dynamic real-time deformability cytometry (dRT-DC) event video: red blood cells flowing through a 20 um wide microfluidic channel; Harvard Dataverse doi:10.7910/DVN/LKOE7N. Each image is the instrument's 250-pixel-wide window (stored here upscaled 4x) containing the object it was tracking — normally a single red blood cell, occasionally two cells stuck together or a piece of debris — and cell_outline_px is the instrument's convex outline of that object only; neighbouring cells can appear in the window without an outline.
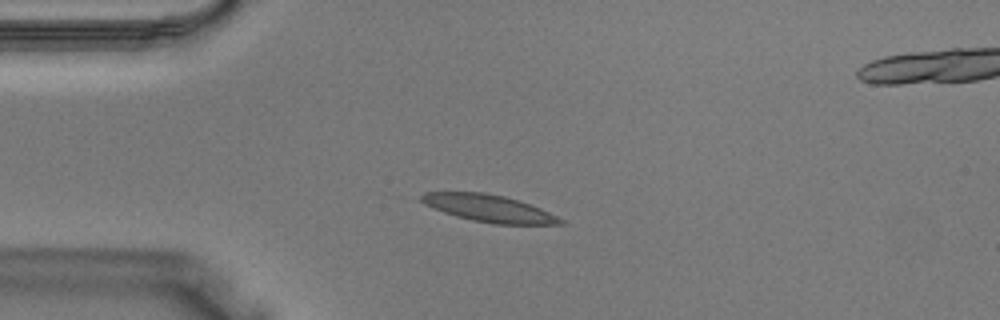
{"species": "Egyptian fruit bat (a non-hibernating species)", "species_latin": "Rousettus aegyptiacus", "temperature_condition": "warm", "stored_images_in_passage": 34, "camera_frame_rate_fps": 3000, "um_per_image_px": 0.085, "animal": {"sex": "male"}, "frame": {"image": 1, "passage_image": 9, "time_ms": 2.667, "image_size_px": [1000, 320], "cell_outline_px": [[564, 224], [492, 224], [472, 220], [456, 216], [444, 212], [424, 204], [420, 200], [420, 196], [424, 192], [484, 192], [504, 196], [540, 208], [564, 220]], "centroid_in_image_um": [41.52, 17.7], "position_along_channel_um": 43.5, "area_um2": 21.73}}
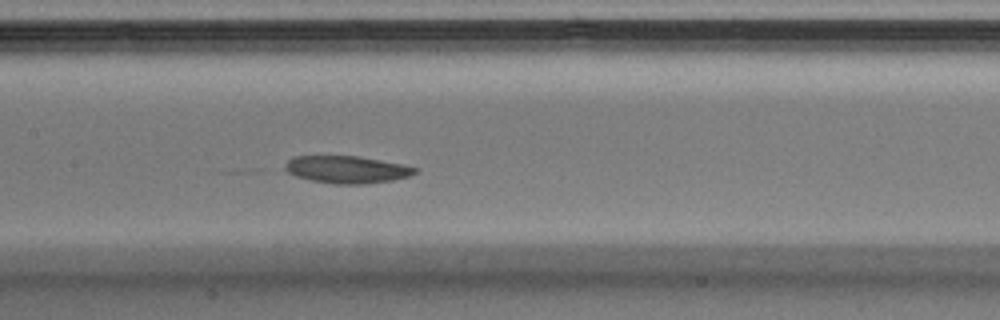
{"frame": {"image": 2, "passage_image": 18, "time_ms": 5.667, "image_size_px": [1000, 320], "cell_outline_px": [[420, 168], [416, 172], [408, 176], [392, 180], [364, 184], [332, 184], [312, 180], [296, 176], [288, 172], [284, 168], [284, 164], [292, 156], [356, 156], [404, 164]], "centroid_in_image_um": [29.48, 14.4], "position_along_channel_um": 177.9, "area_um2": 20.69}}
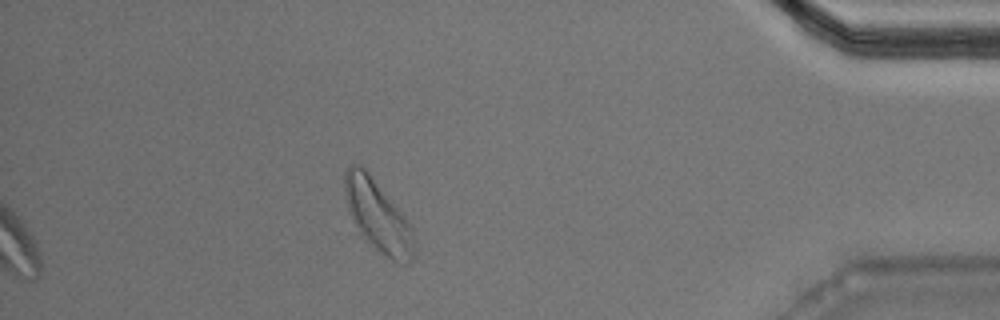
{"frame": {"image": 3, "passage_image": 34, "time_ms": 11.0, "image_size_px": [1000, 320], "cell_outline_px": [[416, 256], [412, 260], [404, 264], [392, 260], [376, 248], [360, 232], [352, 220], [348, 208], [344, 192], [344, 172], [352, 164], [360, 164], [368, 172], [404, 216], [412, 228], [416, 240]], "centroid_in_image_um": [32.14, 18.37], "position_along_channel_um": 403.1, "area_um2": 28.5}}